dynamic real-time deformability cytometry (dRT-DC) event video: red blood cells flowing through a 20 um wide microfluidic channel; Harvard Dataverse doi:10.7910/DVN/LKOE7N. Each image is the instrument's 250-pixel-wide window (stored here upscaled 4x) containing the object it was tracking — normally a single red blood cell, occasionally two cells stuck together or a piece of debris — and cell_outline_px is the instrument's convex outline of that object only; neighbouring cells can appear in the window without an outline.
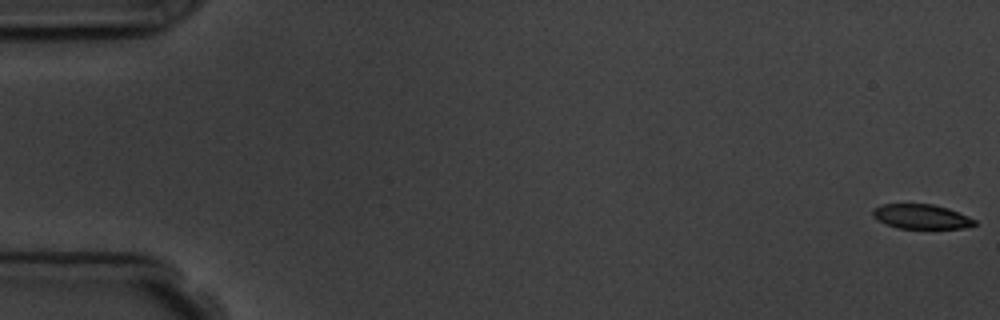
{"species": "common noctule bat (a hibernating species)", "species_latin": "Nyctalus noctula", "temperature_condition": "room temperature", "stored_images_in_passage": 6, "camera_frame_rate_fps": 3000, "um_per_image_px": 0.085, "animal": {"sex": "male", "body_mass_g": 19.5, "forearm_length_mm": 54.6}, "frame": {"image": 1, "passage_image": 1, "time_ms": 0.0, "image_size_px": [1000, 320], "cell_outline_px": [[976, 224], [964, 228], [900, 228], [884, 224], [872, 216], [872, 208], [880, 204], [932, 204], [948, 208], [968, 216], [976, 220]], "centroid_in_image_um": [78.27, 18.4], "position_along_channel_um": 6.7, "area_um2": 14.62}}
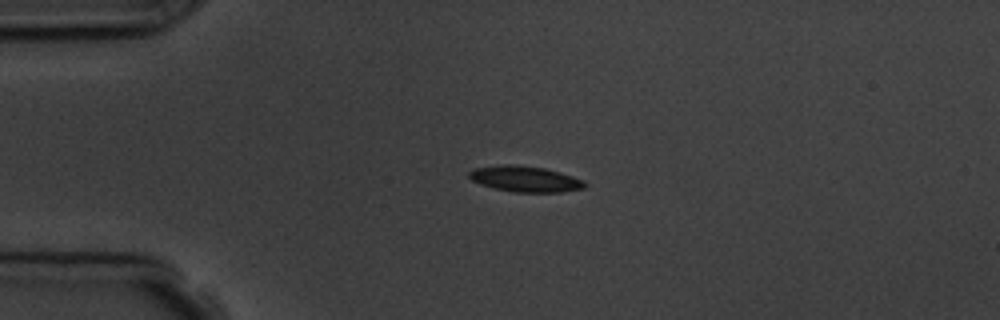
{"frame": {"image": 2, "passage_image": 4, "time_ms": 4.333, "image_size_px": [1000, 320], "cell_outline_px": [[588, 184], [584, 188], [560, 192], [512, 192], [480, 184], [472, 180], [468, 176], [468, 172], [476, 168], [500, 164], [516, 164], [544, 168], [560, 172], [584, 180]], "centroid_in_image_um": [44.65, 15.2], "position_along_channel_um": 40.4, "area_um2": 17.46}}